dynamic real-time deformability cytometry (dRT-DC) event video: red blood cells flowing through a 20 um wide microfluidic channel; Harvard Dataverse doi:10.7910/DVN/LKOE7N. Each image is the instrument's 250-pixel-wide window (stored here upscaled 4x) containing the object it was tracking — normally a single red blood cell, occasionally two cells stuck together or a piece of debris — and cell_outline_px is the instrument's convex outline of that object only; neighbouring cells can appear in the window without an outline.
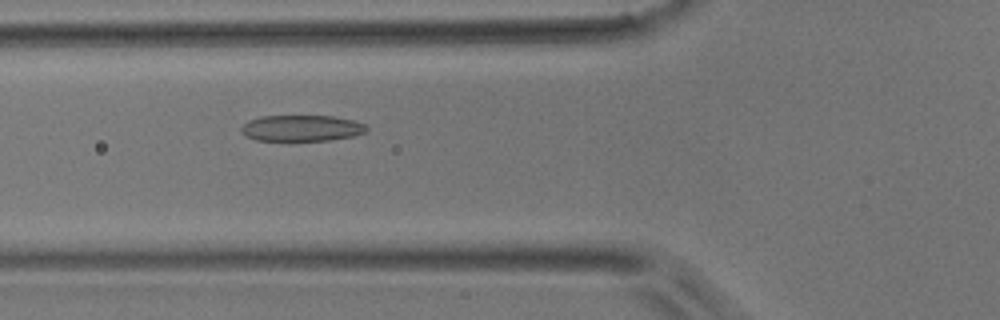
{"species": "common noctule bat (a hibernating species)", "species_latin": "Nyctalus noctula", "temperature_condition": "room temperature", "stored_images_in_passage": 49, "camera_frame_rate_fps": 3000, "um_per_image_px": 0.085, "animal": {"sex": "male", "body_mass_g": 17.9}, "frame": {"image": 1, "passage_image": 18, "time_ms": 5.667, "image_size_px": [1000, 320], "cell_outline_px": [[368, 132], [352, 136], [328, 140], [288, 144], [256, 140], [248, 136], [240, 128], [248, 120], [260, 116], [332, 116], [356, 120], [364, 124], [368, 128]], "centroid_in_image_um": [25.63, 10.94], "position_along_channel_um": 100.2, "area_um2": 20.0}}
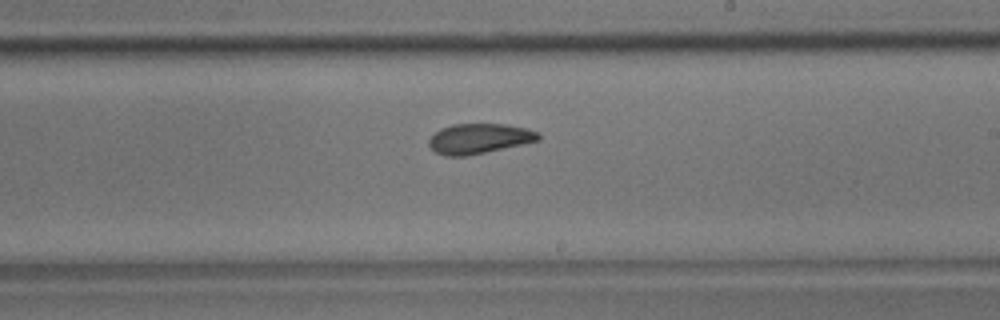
{"frame": {"image": 2, "passage_image": 29, "time_ms": 9.333, "image_size_px": [1000, 320], "cell_outline_px": [[540, 140], [524, 144], [464, 156], [444, 156], [436, 152], [428, 144], [428, 140], [440, 128], [452, 124], [504, 124], [524, 128], [536, 132], [540, 136]], "centroid_in_image_um": [40.7, 11.78], "position_along_channel_um": 248.3, "area_um2": 18.96}}
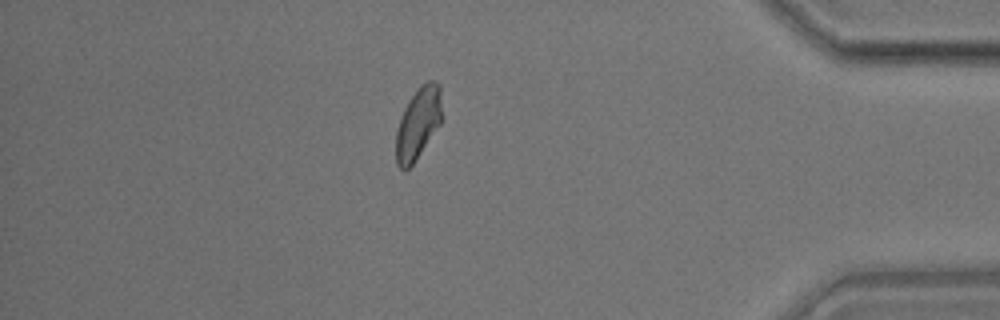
{"frame": {"image": 3, "passage_image": 43, "time_ms": 14.0, "image_size_px": [1000, 320], "cell_outline_px": [[440, 124], [412, 164], [404, 172], [396, 164], [396, 132], [400, 116], [408, 100], [420, 84], [428, 80], [432, 80], [440, 84]], "centroid_in_image_um": [35.5, 10.46], "position_along_channel_um": 399.7, "area_um2": 18.96}}